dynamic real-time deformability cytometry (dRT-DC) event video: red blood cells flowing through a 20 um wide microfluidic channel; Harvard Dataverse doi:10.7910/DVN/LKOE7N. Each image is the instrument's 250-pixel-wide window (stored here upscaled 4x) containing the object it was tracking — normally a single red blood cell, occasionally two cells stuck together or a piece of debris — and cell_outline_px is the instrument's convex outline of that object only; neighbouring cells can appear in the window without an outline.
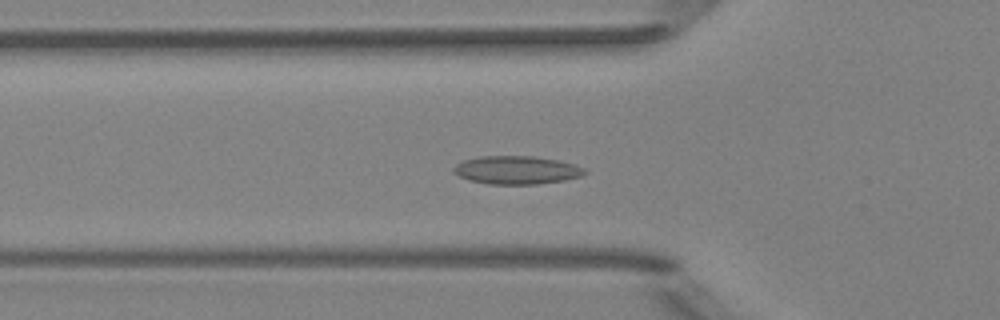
{"species": "Egyptian fruit bat (a non-hibernating species)", "species_latin": "Rousettus aegyptiacus", "temperature_condition": "room temperature", "stored_images_in_passage": 51, "camera_frame_rate_fps": 3000, "um_per_image_px": 0.085, "animal": {"sex": "female"}, "frame": {"image": 1, "passage_image": 17, "time_ms": 5.333, "image_size_px": [1000, 320], "cell_outline_px": [[588, 172], [580, 176], [564, 180], [536, 184], [488, 184], [472, 180], [460, 176], [452, 172], [452, 168], [456, 164], [464, 160], [480, 156], [532, 156], [556, 160], [576, 164], [584, 168]], "centroid_in_image_um": [43.91, 14.45], "position_along_channel_um": 81.9, "area_um2": 21.44}}
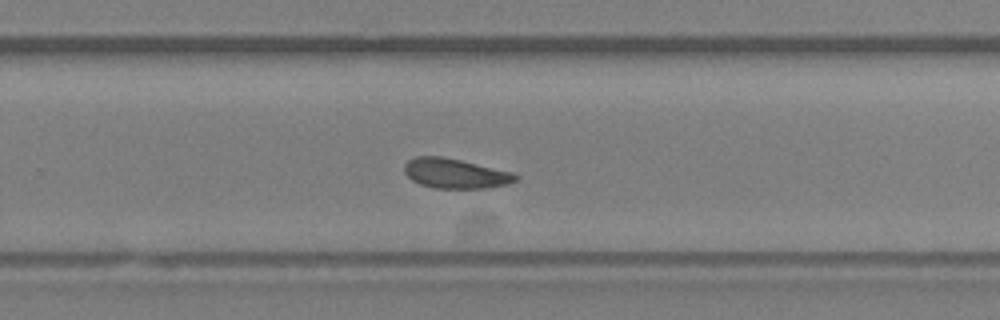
{"frame": {"image": 2, "passage_image": 33, "time_ms": 10.667, "image_size_px": [1000, 320], "cell_outline_px": [[516, 180], [508, 184], [488, 188], [432, 188], [420, 184], [412, 180], [404, 172], [404, 164], [408, 160], [416, 156], [440, 156], [460, 160], [512, 172], [516, 176]], "centroid_in_image_um": [38.66, 14.75], "position_along_channel_um": 291.1, "area_um2": 19.19}}
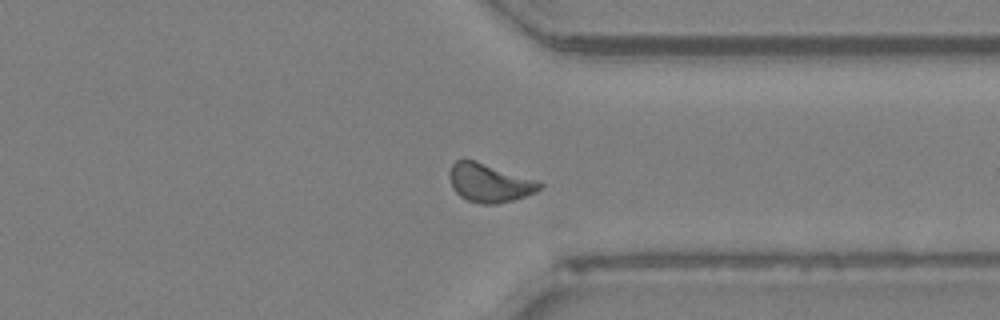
{"frame": {"image": 3, "passage_image": 39, "time_ms": 12.667, "image_size_px": [1000, 320], "cell_outline_px": [[544, 184], [536, 192], [512, 200], [496, 204], [480, 204], [468, 200], [460, 196], [452, 188], [448, 172], [452, 164], [456, 160], [472, 160], [536, 180]], "centroid_in_image_um": [41.57, 15.56], "position_along_channel_um": 369.8, "area_um2": 19.88}, "authors_computed_cell_mechanics": {"area_um2": 19.8832, "velocity_mm_per_s": 3.9342, "shape_relaxation_time_tau1_ms": 5.0003, "shape_relaxation_time_tau2_ms": 6.9594, "deformation_change_tau1": 0.0795, "deformation_change_tau2": 0.1094}}